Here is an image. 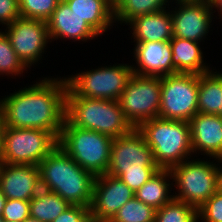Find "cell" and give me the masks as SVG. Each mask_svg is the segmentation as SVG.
Here are the masks:
<instances>
[{"instance_id":"6da1fadb","label":"cell","mask_w":222,"mask_h":222,"mask_svg":"<svg viewBox=\"0 0 222 222\" xmlns=\"http://www.w3.org/2000/svg\"><path fill=\"white\" fill-rule=\"evenodd\" d=\"M38 81L0 99L5 126L42 129L59 139L66 119V77Z\"/></svg>"},{"instance_id":"7a4b0ae2","label":"cell","mask_w":222,"mask_h":222,"mask_svg":"<svg viewBox=\"0 0 222 222\" xmlns=\"http://www.w3.org/2000/svg\"><path fill=\"white\" fill-rule=\"evenodd\" d=\"M38 167L41 189L60 195L70 205L91 206L96 177L79 166L59 145Z\"/></svg>"},{"instance_id":"3957f363","label":"cell","mask_w":222,"mask_h":222,"mask_svg":"<svg viewBox=\"0 0 222 222\" xmlns=\"http://www.w3.org/2000/svg\"><path fill=\"white\" fill-rule=\"evenodd\" d=\"M160 168L138 128L112 139L110 163L106 174L120 178L134 192Z\"/></svg>"},{"instance_id":"277c9868","label":"cell","mask_w":222,"mask_h":222,"mask_svg":"<svg viewBox=\"0 0 222 222\" xmlns=\"http://www.w3.org/2000/svg\"><path fill=\"white\" fill-rule=\"evenodd\" d=\"M137 128L151 148L160 169H170L191 159L193 151L189 122L156 117L142 122Z\"/></svg>"},{"instance_id":"5b68a950","label":"cell","mask_w":222,"mask_h":222,"mask_svg":"<svg viewBox=\"0 0 222 222\" xmlns=\"http://www.w3.org/2000/svg\"><path fill=\"white\" fill-rule=\"evenodd\" d=\"M66 119L75 127L112 138L127 134L134 128L126 119L118 100L66 97Z\"/></svg>"},{"instance_id":"8992f818","label":"cell","mask_w":222,"mask_h":222,"mask_svg":"<svg viewBox=\"0 0 222 222\" xmlns=\"http://www.w3.org/2000/svg\"><path fill=\"white\" fill-rule=\"evenodd\" d=\"M112 139L106 134L75 127L65 119L58 145L79 166L97 177L108 169Z\"/></svg>"},{"instance_id":"52a82bcc","label":"cell","mask_w":222,"mask_h":222,"mask_svg":"<svg viewBox=\"0 0 222 222\" xmlns=\"http://www.w3.org/2000/svg\"><path fill=\"white\" fill-rule=\"evenodd\" d=\"M132 65L118 64L98 67L66 77V97L118 100L130 77Z\"/></svg>"},{"instance_id":"ba28073f","label":"cell","mask_w":222,"mask_h":222,"mask_svg":"<svg viewBox=\"0 0 222 222\" xmlns=\"http://www.w3.org/2000/svg\"><path fill=\"white\" fill-rule=\"evenodd\" d=\"M174 199L201 207L217 191L218 170L216 162L203 159H187L171 167Z\"/></svg>"},{"instance_id":"9c48e42d","label":"cell","mask_w":222,"mask_h":222,"mask_svg":"<svg viewBox=\"0 0 222 222\" xmlns=\"http://www.w3.org/2000/svg\"><path fill=\"white\" fill-rule=\"evenodd\" d=\"M57 145L58 139L49 131L5 127L1 163L38 166Z\"/></svg>"},{"instance_id":"30bf717a","label":"cell","mask_w":222,"mask_h":222,"mask_svg":"<svg viewBox=\"0 0 222 222\" xmlns=\"http://www.w3.org/2000/svg\"><path fill=\"white\" fill-rule=\"evenodd\" d=\"M121 110L134 128L159 116L161 77L133 74L118 99Z\"/></svg>"},{"instance_id":"8fae6325","label":"cell","mask_w":222,"mask_h":222,"mask_svg":"<svg viewBox=\"0 0 222 222\" xmlns=\"http://www.w3.org/2000/svg\"><path fill=\"white\" fill-rule=\"evenodd\" d=\"M198 75L176 73L161 77L160 118L189 122L198 113Z\"/></svg>"},{"instance_id":"7c38bea8","label":"cell","mask_w":222,"mask_h":222,"mask_svg":"<svg viewBox=\"0 0 222 222\" xmlns=\"http://www.w3.org/2000/svg\"><path fill=\"white\" fill-rule=\"evenodd\" d=\"M4 33L27 68L41 60L51 42L47 22L42 20L19 17L7 25Z\"/></svg>"},{"instance_id":"4fadbf2b","label":"cell","mask_w":222,"mask_h":222,"mask_svg":"<svg viewBox=\"0 0 222 222\" xmlns=\"http://www.w3.org/2000/svg\"><path fill=\"white\" fill-rule=\"evenodd\" d=\"M175 3L177 7L170 10L173 37L204 41L215 16L207 0H175Z\"/></svg>"},{"instance_id":"5bb4252c","label":"cell","mask_w":222,"mask_h":222,"mask_svg":"<svg viewBox=\"0 0 222 222\" xmlns=\"http://www.w3.org/2000/svg\"><path fill=\"white\" fill-rule=\"evenodd\" d=\"M134 197L135 192L120 178L106 173L97 176L93 186L90 217L109 222L117 211Z\"/></svg>"},{"instance_id":"9a60e30c","label":"cell","mask_w":222,"mask_h":222,"mask_svg":"<svg viewBox=\"0 0 222 222\" xmlns=\"http://www.w3.org/2000/svg\"><path fill=\"white\" fill-rule=\"evenodd\" d=\"M0 188L7 199L30 201L41 190L39 167L0 163Z\"/></svg>"},{"instance_id":"2e32d148","label":"cell","mask_w":222,"mask_h":222,"mask_svg":"<svg viewBox=\"0 0 222 222\" xmlns=\"http://www.w3.org/2000/svg\"><path fill=\"white\" fill-rule=\"evenodd\" d=\"M136 66H131L133 74L163 77L176 74L172 64L170 41H146L134 45Z\"/></svg>"},{"instance_id":"e0dca14e","label":"cell","mask_w":222,"mask_h":222,"mask_svg":"<svg viewBox=\"0 0 222 222\" xmlns=\"http://www.w3.org/2000/svg\"><path fill=\"white\" fill-rule=\"evenodd\" d=\"M189 124L193 154L222 158V116L198 112Z\"/></svg>"},{"instance_id":"ac0fdd59","label":"cell","mask_w":222,"mask_h":222,"mask_svg":"<svg viewBox=\"0 0 222 222\" xmlns=\"http://www.w3.org/2000/svg\"><path fill=\"white\" fill-rule=\"evenodd\" d=\"M46 22L51 42L59 38L87 42L99 35L87 21L72 12L63 0L58 3Z\"/></svg>"},{"instance_id":"d6986e66","label":"cell","mask_w":222,"mask_h":222,"mask_svg":"<svg viewBox=\"0 0 222 222\" xmlns=\"http://www.w3.org/2000/svg\"><path fill=\"white\" fill-rule=\"evenodd\" d=\"M135 43L170 41L173 37L172 17L169 9L136 17L127 24Z\"/></svg>"},{"instance_id":"ffe728a7","label":"cell","mask_w":222,"mask_h":222,"mask_svg":"<svg viewBox=\"0 0 222 222\" xmlns=\"http://www.w3.org/2000/svg\"><path fill=\"white\" fill-rule=\"evenodd\" d=\"M77 16L103 35L115 23L113 0H63Z\"/></svg>"},{"instance_id":"44dd1931","label":"cell","mask_w":222,"mask_h":222,"mask_svg":"<svg viewBox=\"0 0 222 222\" xmlns=\"http://www.w3.org/2000/svg\"><path fill=\"white\" fill-rule=\"evenodd\" d=\"M172 50V64L177 73H191L201 75L211 71L206 65L200 43L172 37L170 39Z\"/></svg>"},{"instance_id":"7402d4cb","label":"cell","mask_w":222,"mask_h":222,"mask_svg":"<svg viewBox=\"0 0 222 222\" xmlns=\"http://www.w3.org/2000/svg\"><path fill=\"white\" fill-rule=\"evenodd\" d=\"M169 179L172 180L170 170L159 169L145 184L135 191V197L155 209L161 208L164 204L174 199V195L171 194L173 181L170 184Z\"/></svg>"},{"instance_id":"603a6c76","label":"cell","mask_w":222,"mask_h":222,"mask_svg":"<svg viewBox=\"0 0 222 222\" xmlns=\"http://www.w3.org/2000/svg\"><path fill=\"white\" fill-rule=\"evenodd\" d=\"M198 112L221 115L222 73L213 70L198 75Z\"/></svg>"},{"instance_id":"cb8c5ba5","label":"cell","mask_w":222,"mask_h":222,"mask_svg":"<svg viewBox=\"0 0 222 222\" xmlns=\"http://www.w3.org/2000/svg\"><path fill=\"white\" fill-rule=\"evenodd\" d=\"M30 217L53 222L70 204L60 195L41 189L30 201Z\"/></svg>"},{"instance_id":"d4e9b609","label":"cell","mask_w":222,"mask_h":222,"mask_svg":"<svg viewBox=\"0 0 222 222\" xmlns=\"http://www.w3.org/2000/svg\"><path fill=\"white\" fill-rule=\"evenodd\" d=\"M171 0H115L114 20L120 24H128L138 16L158 12L166 8ZM120 21V22H119Z\"/></svg>"},{"instance_id":"484cf974","label":"cell","mask_w":222,"mask_h":222,"mask_svg":"<svg viewBox=\"0 0 222 222\" xmlns=\"http://www.w3.org/2000/svg\"><path fill=\"white\" fill-rule=\"evenodd\" d=\"M198 209L191 204L173 199L156 209L155 222H198Z\"/></svg>"},{"instance_id":"4316f807","label":"cell","mask_w":222,"mask_h":222,"mask_svg":"<svg viewBox=\"0 0 222 222\" xmlns=\"http://www.w3.org/2000/svg\"><path fill=\"white\" fill-rule=\"evenodd\" d=\"M156 209L137 199L129 200L109 222H155Z\"/></svg>"},{"instance_id":"83f0119b","label":"cell","mask_w":222,"mask_h":222,"mask_svg":"<svg viewBox=\"0 0 222 222\" xmlns=\"http://www.w3.org/2000/svg\"><path fill=\"white\" fill-rule=\"evenodd\" d=\"M27 69L11 46L9 38L4 31H0V75H22Z\"/></svg>"},{"instance_id":"f1b7e54d","label":"cell","mask_w":222,"mask_h":222,"mask_svg":"<svg viewBox=\"0 0 222 222\" xmlns=\"http://www.w3.org/2000/svg\"><path fill=\"white\" fill-rule=\"evenodd\" d=\"M61 0H19L23 18L47 21Z\"/></svg>"},{"instance_id":"f546056e","label":"cell","mask_w":222,"mask_h":222,"mask_svg":"<svg viewBox=\"0 0 222 222\" xmlns=\"http://www.w3.org/2000/svg\"><path fill=\"white\" fill-rule=\"evenodd\" d=\"M198 219L204 222H222V193L217 190L198 208Z\"/></svg>"},{"instance_id":"4dcf8cb0","label":"cell","mask_w":222,"mask_h":222,"mask_svg":"<svg viewBox=\"0 0 222 222\" xmlns=\"http://www.w3.org/2000/svg\"><path fill=\"white\" fill-rule=\"evenodd\" d=\"M30 217V204L26 200L7 199L2 218L12 222H24Z\"/></svg>"},{"instance_id":"1f68e13d","label":"cell","mask_w":222,"mask_h":222,"mask_svg":"<svg viewBox=\"0 0 222 222\" xmlns=\"http://www.w3.org/2000/svg\"><path fill=\"white\" fill-rule=\"evenodd\" d=\"M90 218V207L70 205L53 222H86Z\"/></svg>"},{"instance_id":"d6a6232c","label":"cell","mask_w":222,"mask_h":222,"mask_svg":"<svg viewBox=\"0 0 222 222\" xmlns=\"http://www.w3.org/2000/svg\"><path fill=\"white\" fill-rule=\"evenodd\" d=\"M21 17L19 0H0V24L9 25Z\"/></svg>"},{"instance_id":"836d02e7","label":"cell","mask_w":222,"mask_h":222,"mask_svg":"<svg viewBox=\"0 0 222 222\" xmlns=\"http://www.w3.org/2000/svg\"><path fill=\"white\" fill-rule=\"evenodd\" d=\"M5 123L2 112L0 110V163L2 162L3 157V138H4V130H5Z\"/></svg>"},{"instance_id":"e575fe53","label":"cell","mask_w":222,"mask_h":222,"mask_svg":"<svg viewBox=\"0 0 222 222\" xmlns=\"http://www.w3.org/2000/svg\"><path fill=\"white\" fill-rule=\"evenodd\" d=\"M208 4L211 6L212 11H214L213 13H215L216 11L218 12L217 14H219L218 16H220L218 19L222 18V0H207ZM216 11H215V9Z\"/></svg>"},{"instance_id":"d590c367","label":"cell","mask_w":222,"mask_h":222,"mask_svg":"<svg viewBox=\"0 0 222 222\" xmlns=\"http://www.w3.org/2000/svg\"><path fill=\"white\" fill-rule=\"evenodd\" d=\"M217 163V170H218V180H217V190L222 193V166H220V163H222V158H215ZM222 165V164H221Z\"/></svg>"},{"instance_id":"8d00e7d4","label":"cell","mask_w":222,"mask_h":222,"mask_svg":"<svg viewBox=\"0 0 222 222\" xmlns=\"http://www.w3.org/2000/svg\"><path fill=\"white\" fill-rule=\"evenodd\" d=\"M6 200H7V198L4 196V194L2 193L1 188H0V215H2V213H3Z\"/></svg>"},{"instance_id":"74e56055","label":"cell","mask_w":222,"mask_h":222,"mask_svg":"<svg viewBox=\"0 0 222 222\" xmlns=\"http://www.w3.org/2000/svg\"><path fill=\"white\" fill-rule=\"evenodd\" d=\"M24 222H40V221L35 218L28 217Z\"/></svg>"},{"instance_id":"f35d334b","label":"cell","mask_w":222,"mask_h":222,"mask_svg":"<svg viewBox=\"0 0 222 222\" xmlns=\"http://www.w3.org/2000/svg\"><path fill=\"white\" fill-rule=\"evenodd\" d=\"M86 222H101V221H98L97 219L90 217Z\"/></svg>"},{"instance_id":"ab89813d","label":"cell","mask_w":222,"mask_h":222,"mask_svg":"<svg viewBox=\"0 0 222 222\" xmlns=\"http://www.w3.org/2000/svg\"><path fill=\"white\" fill-rule=\"evenodd\" d=\"M0 222H4V219L2 218V215H0Z\"/></svg>"}]
</instances>
